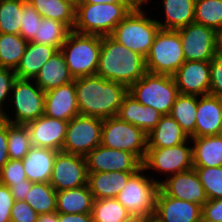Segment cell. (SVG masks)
Masks as SVG:
<instances>
[{"label": "cell", "mask_w": 222, "mask_h": 222, "mask_svg": "<svg viewBox=\"0 0 222 222\" xmlns=\"http://www.w3.org/2000/svg\"><path fill=\"white\" fill-rule=\"evenodd\" d=\"M194 23L219 30L222 27V0H195Z\"/></svg>", "instance_id": "74e56055"}, {"label": "cell", "mask_w": 222, "mask_h": 222, "mask_svg": "<svg viewBox=\"0 0 222 222\" xmlns=\"http://www.w3.org/2000/svg\"><path fill=\"white\" fill-rule=\"evenodd\" d=\"M27 180L22 160L9 159L0 172V184L9 186Z\"/></svg>", "instance_id": "b9f144b4"}, {"label": "cell", "mask_w": 222, "mask_h": 222, "mask_svg": "<svg viewBox=\"0 0 222 222\" xmlns=\"http://www.w3.org/2000/svg\"><path fill=\"white\" fill-rule=\"evenodd\" d=\"M93 202V194L88 185L56 191V212L58 213H92Z\"/></svg>", "instance_id": "f546056e"}, {"label": "cell", "mask_w": 222, "mask_h": 222, "mask_svg": "<svg viewBox=\"0 0 222 222\" xmlns=\"http://www.w3.org/2000/svg\"><path fill=\"white\" fill-rule=\"evenodd\" d=\"M32 148L26 125L7 122V149L9 159L22 160Z\"/></svg>", "instance_id": "8d00e7d4"}, {"label": "cell", "mask_w": 222, "mask_h": 222, "mask_svg": "<svg viewBox=\"0 0 222 222\" xmlns=\"http://www.w3.org/2000/svg\"><path fill=\"white\" fill-rule=\"evenodd\" d=\"M79 114L75 79L68 84L45 92L44 115L70 121Z\"/></svg>", "instance_id": "ffe728a7"}, {"label": "cell", "mask_w": 222, "mask_h": 222, "mask_svg": "<svg viewBox=\"0 0 222 222\" xmlns=\"http://www.w3.org/2000/svg\"><path fill=\"white\" fill-rule=\"evenodd\" d=\"M221 134V97L197 96L195 133L191 137Z\"/></svg>", "instance_id": "44dd1931"}, {"label": "cell", "mask_w": 222, "mask_h": 222, "mask_svg": "<svg viewBox=\"0 0 222 222\" xmlns=\"http://www.w3.org/2000/svg\"><path fill=\"white\" fill-rule=\"evenodd\" d=\"M146 72L143 56L119 44L110 36H101L96 75L129 88Z\"/></svg>", "instance_id": "7a4b0ae2"}, {"label": "cell", "mask_w": 222, "mask_h": 222, "mask_svg": "<svg viewBox=\"0 0 222 222\" xmlns=\"http://www.w3.org/2000/svg\"><path fill=\"white\" fill-rule=\"evenodd\" d=\"M27 43L20 34L0 33V67L15 70Z\"/></svg>", "instance_id": "d6a6232c"}, {"label": "cell", "mask_w": 222, "mask_h": 222, "mask_svg": "<svg viewBox=\"0 0 222 222\" xmlns=\"http://www.w3.org/2000/svg\"><path fill=\"white\" fill-rule=\"evenodd\" d=\"M37 222H58V212L40 214Z\"/></svg>", "instance_id": "f5cc1de1"}, {"label": "cell", "mask_w": 222, "mask_h": 222, "mask_svg": "<svg viewBox=\"0 0 222 222\" xmlns=\"http://www.w3.org/2000/svg\"><path fill=\"white\" fill-rule=\"evenodd\" d=\"M189 142L190 138L172 147L147 148L142 168L168 174L167 177L193 169L192 144L190 146Z\"/></svg>", "instance_id": "7c38bea8"}, {"label": "cell", "mask_w": 222, "mask_h": 222, "mask_svg": "<svg viewBox=\"0 0 222 222\" xmlns=\"http://www.w3.org/2000/svg\"><path fill=\"white\" fill-rule=\"evenodd\" d=\"M117 116L148 134L156 127L162 114L150 106L142 105L127 93L123 97Z\"/></svg>", "instance_id": "7402d4cb"}, {"label": "cell", "mask_w": 222, "mask_h": 222, "mask_svg": "<svg viewBox=\"0 0 222 222\" xmlns=\"http://www.w3.org/2000/svg\"><path fill=\"white\" fill-rule=\"evenodd\" d=\"M216 55L222 57V27L217 30Z\"/></svg>", "instance_id": "db71d44e"}, {"label": "cell", "mask_w": 222, "mask_h": 222, "mask_svg": "<svg viewBox=\"0 0 222 222\" xmlns=\"http://www.w3.org/2000/svg\"><path fill=\"white\" fill-rule=\"evenodd\" d=\"M16 74L13 69L0 67V115L5 114L6 101L9 103L10 94ZM5 102V103H4Z\"/></svg>", "instance_id": "7bdbcfd3"}, {"label": "cell", "mask_w": 222, "mask_h": 222, "mask_svg": "<svg viewBox=\"0 0 222 222\" xmlns=\"http://www.w3.org/2000/svg\"><path fill=\"white\" fill-rule=\"evenodd\" d=\"M23 0H0V33L19 34Z\"/></svg>", "instance_id": "f35d334b"}, {"label": "cell", "mask_w": 222, "mask_h": 222, "mask_svg": "<svg viewBox=\"0 0 222 222\" xmlns=\"http://www.w3.org/2000/svg\"><path fill=\"white\" fill-rule=\"evenodd\" d=\"M39 214L26 202L14 200L11 222H37Z\"/></svg>", "instance_id": "ee69618b"}, {"label": "cell", "mask_w": 222, "mask_h": 222, "mask_svg": "<svg viewBox=\"0 0 222 222\" xmlns=\"http://www.w3.org/2000/svg\"><path fill=\"white\" fill-rule=\"evenodd\" d=\"M101 36L71 31L60 48L73 78L96 75Z\"/></svg>", "instance_id": "5b68a950"}, {"label": "cell", "mask_w": 222, "mask_h": 222, "mask_svg": "<svg viewBox=\"0 0 222 222\" xmlns=\"http://www.w3.org/2000/svg\"><path fill=\"white\" fill-rule=\"evenodd\" d=\"M33 80L44 92H47L74 81V78L59 50L41 67Z\"/></svg>", "instance_id": "484cf974"}, {"label": "cell", "mask_w": 222, "mask_h": 222, "mask_svg": "<svg viewBox=\"0 0 222 222\" xmlns=\"http://www.w3.org/2000/svg\"><path fill=\"white\" fill-rule=\"evenodd\" d=\"M134 3L75 4L74 32L109 36L135 7Z\"/></svg>", "instance_id": "3957f363"}, {"label": "cell", "mask_w": 222, "mask_h": 222, "mask_svg": "<svg viewBox=\"0 0 222 222\" xmlns=\"http://www.w3.org/2000/svg\"><path fill=\"white\" fill-rule=\"evenodd\" d=\"M142 105L158 110L162 115H169L179 95L173 76L146 72L142 78L128 88Z\"/></svg>", "instance_id": "8992f818"}, {"label": "cell", "mask_w": 222, "mask_h": 222, "mask_svg": "<svg viewBox=\"0 0 222 222\" xmlns=\"http://www.w3.org/2000/svg\"><path fill=\"white\" fill-rule=\"evenodd\" d=\"M70 32L71 30L64 23L42 17L37 34L31 42L54 46L60 50Z\"/></svg>", "instance_id": "836d02e7"}, {"label": "cell", "mask_w": 222, "mask_h": 222, "mask_svg": "<svg viewBox=\"0 0 222 222\" xmlns=\"http://www.w3.org/2000/svg\"><path fill=\"white\" fill-rule=\"evenodd\" d=\"M13 195L8 186L0 184V222H11Z\"/></svg>", "instance_id": "bcb514c9"}, {"label": "cell", "mask_w": 222, "mask_h": 222, "mask_svg": "<svg viewBox=\"0 0 222 222\" xmlns=\"http://www.w3.org/2000/svg\"><path fill=\"white\" fill-rule=\"evenodd\" d=\"M33 182L28 179L19 184H10L8 187L13 195L14 200L24 201L27 193L30 191Z\"/></svg>", "instance_id": "681fc988"}, {"label": "cell", "mask_w": 222, "mask_h": 222, "mask_svg": "<svg viewBox=\"0 0 222 222\" xmlns=\"http://www.w3.org/2000/svg\"><path fill=\"white\" fill-rule=\"evenodd\" d=\"M57 152L50 148L32 146L22 159L27 179L33 183H49Z\"/></svg>", "instance_id": "603a6c76"}, {"label": "cell", "mask_w": 222, "mask_h": 222, "mask_svg": "<svg viewBox=\"0 0 222 222\" xmlns=\"http://www.w3.org/2000/svg\"><path fill=\"white\" fill-rule=\"evenodd\" d=\"M189 139L179 123L170 114L162 115L156 127L147 134L148 148H166Z\"/></svg>", "instance_id": "4316f807"}, {"label": "cell", "mask_w": 222, "mask_h": 222, "mask_svg": "<svg viewBox=\"0 0 222 222\" xmlns=\"http://www.w3.org/2000/svg\"><path fill=\"white\" fill-rule=\"evenodd\" d=\"M87 179L88 171L85 157L63 151L57 152L49 182L56 191L87 185Z\"/></svg>", "instance_id": "5bb4252c"}, {"label": "cell", "mask_w": 222, "mask_h": 222, "mask_svg": "<svg viewBox=\"0 0 222 222\" xmlns=\"http://www.w3.org/2000/svg\"><path fill=\"white\" fill-rule=\"evenodd\" d=\"M193 167L222 166V134L204 137H190Z\"/></svg>", "instance_id": "83f0119b"}, {"label": "cell", "mask_w": 222, "mask_h": 222, "mask_svg": "<svg viewBox=\"0 0 222 222\" xmlns=\"http://www.w3.org/2000/svg\"><path fill=\"white\" fill-rule=\"evenodd\" d=\"M144 6L136 5L109 36L145 58L160 27L156 19L146 17Z\"/></svg>", "instance_id": "277c9868"}, {"label": "cell", "mask_w": 222, "mask_h": 222, "mask_svg": "<svg viewBox=\"0 0 222 222\" xmlns=\"http://www.w3.org/2000/svg\"><path fill=\"white\" fill-rule=\"evenodd\" d=\"M102 122L100 118L80 114L68 121L62 151L85 157L101 144Z\"/></svg>", "instance_id": "8fae6325"}, {"label": "cell", "mask_w": 222, "mask_h": 222, "mask_svg": "<svg viewBox=\"0 0 222 222\" xmlns=\"http://www.w3.org/2000/svg\"><path fill=\"white\" fill-rule=\"evenodd\" d=\"M193 168L203 185L207 199L222 198V166Z\"/></svg>", "instance_id": "ab89813d"}, {"label": "cell", "mask_w": 222, "mask_h": 222, "mask_svg": "<svg viewBox=\"0 0 222 222\" xmlns=\"http://www.w3.org/2000/svg\"><path fill=\"white\" fill-rule=\"evenodd\" d=\"M91 214L93 222H124L132 216L116 198L94 200Z\"/></svg>", "instance_id": "d590c367"}, {"label": "cell", "mask_w": 222, "mask_h": 222, "mask_svg": "<svg viewBox=\"0 0 222 222\" xmlns=\"http://www.w3.org/2000/svg\"><path fill=\"white\" fill-rule=\"evenodd\" d=\"M201 218V205L167 196L159 189L153 222H198Z\"/></svg>", "instance_id": "ac0fdd59"}, {"label": "cell", "mask_w": 222, "mask_h": 222, "mask_svg": "<svg viewBox=\"0 0 222 222\" xmlns=\"http://www.w3.org/2000/svg\"><path fill=\"white\" fill-rule=\"evenodd\" d=\"M68 121L40 116L26 124L32 146L62 151Z\"/></svg>", "instance_id": "d6986e66"}, {"label": "cell", "mask_w": 222, "mask_h": 222, "mask_svg": "<svg viewBox=\"0 0 222 222\" xmlns=\"http://www.w3.org/2000/svg\"><path fill=\"white\" fill-rule=\"evenodd\" d=\"M184 62L185 56L179 32L159 29L145 57L146 71L172 76Z\"/></svg>", "instance_id": "ba28073f"}, {"label": "cell", "mask_w": 222, "mask_h": 222, "mask_svg": "<svg viewBox=\"0 0 222 222\" xmlns=\"http://www.w3.org/2000/svg\"><path fill=\"white\" fill-rule=\"evenodd\" d=\"M198 222H208V221H206L203 218H201Z\"/></svg>", "instance_id": "680465c9"}, {"label": "cell", "mask_w": 222, "mask_h": 222, "mask_svg": "<svg viewBox=\"0 0 222 222\" xmlns=\"http://www.w3.org/2000/svg\"><path fill=\"white\" fill-rule=\"evenodd\" d=\"M58 51L54 46L28 42L20 63L14 70L16 78L34 79L41 67Z\"/></svg>", "instance_id": "d4e9b609"}, {"label": "cell", "mask_w": 222, "mask_h": 222, "mask_svg": "<svg viewBox=\"0 0 222 222\" xmlns=\"http://www.w3.org/2000/svg\"><path fill=\"white\" fill-rule=\"evenodd\" d=\"M136 172H88L87 185L94 200L116 198Z\"/></svg>", "instance_id": "cb8c5ba5"}, {"label": "cell", "mask_w": 222, "mask_h": 222, "mask_svg": "<svg viewBox=\"0 0 222 222\" xmlns=\"http://www.w3.org/2000/svg\"><path fill=\"white\" fill-rule=\"evenodd\" d=\"M58 222H93L91 213H58Z\"/></svg>", "instance_id": "f907efd6"}, {"label": "cell", "mask_w": 222, "mask_h": 222, "mask_svg": "<svg viewBox=\"0 0 222 222\" xmlns=\"http://www.w3.org/2000/svg\"><path fill=\"white\" fill-rule=\"evenodd\" d=\"M185 61H211L216 56L217 31L196 23L177 29Z\"/></svg>", "instance_id": "4fadbf2b"}, {"label": "cell", "mask_w": 222, "mask_h": 222, "mask_svg": "<svg viewBox=\"0 0 222 222\" xmlns=\"http://www.w3.org/2000/svg\"><path fill=\"white\" fill-rule=\"evenodd\" d=\"M22 20L20 26V35L27 41L31 42L37 34L38 24L42 16L34 9L30 2L23 0Z\"/></svg>", "instance_id": "60d3db41"}, {"label": "cell", "mask_w": 222, "mask_h": 222, "mask_svg": "<svg viewBox=\"0 0 222 222\" xmlns=\"http://www.w3.org/2000/svg\"><path fill=\"white\" fill-rule=\"evenodd\" d=\"M209 94L222 97V57L217 55L210 61Z\"/></svg>", "instance_id": "f6af8a7d"}, {"label": "cell", "mask_w": 222, "mask_h": 222, "mask_svg": "<svg viewBox=\"0 0 222 222\" xmlns=\"http://www.w3.org/2000/svg\"><path fill=\"white\" fill-rule=\"evenodd\" d=\"M151 221H152L151 219L141 216H130L124 222H151Z\"/></svg>", "instance_id": "11a10c76"}, {"label": "cell", "mask_w": 222, "mask_h": 222, "mask_svg": "<svg viewBox=\"0 0 222 222\" xmlns=\"http://www.w3.org/2000/svg\"><path fill=\"white\" fill-rule=\"evenodd\" d=\"M9 161L7 149V121H0V172L3 166Z\"/></svg>", "instance_id": "c3c4849f"}, {"label": "cell", "mask_w": 222, "mask_h": 222, "mask_svg": "<svg viewBox=\"0 0 222 222\" xmlns=\"http://www.w3.org/2000/svg\"><path fill=\"white\" fill-rule=\"evenodd\" d=\"M134 3L132 0H77L76 4Z\"/></svg>", "instance_id": "816d5d0a"}, {"label": "cell", "mask_w": 222, "mask_h": 222, "mask_svg": "<svg viewBox=\"0 0 222 222\" xmlns=\"http://www.w3.org/2000/svg\"><path fill=\"white\" fill-rule=\"evenodd\" d=\"M101 145L128 151L143 162L148 148L147 134L118 116L103 119Z\"/></svg>", "instance_id": "30bf717a"}, {"label": "cell", "mask_w": 222, "mask_h": 222, "mask_svg": "<svg viewBox=\"0 0 222 222\" xmlns=\"http://www.w3.org/2000/svg\"><path fill=\"white\" fill-rule=\"evenodd\" d=\"M202 218L208 222H222V198L207 200L202 206Z\"/></svg>", "instance_id": "7dc6e473"}, {"label": "cell", "mask_w": 222, "mask_h": 222, "mask_svg": "<svg viewBox=\"0 0 222 222\" xmlns=\"http://www.w3.org/2000/svg\"><path fill=\"white\" fill-rule=\"evenodd\" d=\"M47 19L64 23L71 31L75 25V3L71 0H27Z\"/></svg>", "instance_id": "4dcf8cb0"}, {"label": "cell", "mask_w": 222, "mask_h": 222, "mask_svg": "<svg viewBox=\"0 0 222 222\" xmlns=\"http://www.w3.org/2000/svg\"><path fill=\"white\" fill-rule=\"evenodd\" d=\"M76 98L80 115L107 119L117 116L128 88L98 75L75 78Z\"/></svg>", "instance_id": "6da1fadb"}, {"label": "cell", "mask_w": 222, "mask_h": 222, "mask_svg": "<svg viewBox=\"0 0 222 222\" xmlns=\"http://www.w3.org/2000/svg\"><path fill=\"white\" fill-rule=\"evenodd\" d=\"M165 19L159 21L160 29L177 30L194 23L195 0H162Z\"/></svg>", "instance_id": "f1b7e54d"}, {"label": "cell", "mask_w": 222, "mask_h": 222, "mask_svg": "<svg viewBox=\"0 0 222 222\" xmlns=\"http://www.w3.org/2000/svg\"><path fill=\"white\" fill-rule=\"evenodd\" d=\"M24 201L39 215L56 212V190L50 183H33Z\"/></svg>", "instance_id": "e575fe53"}, {"label": "cell", "mask_w": 222, "mask_h": 222, "mask_svg": "<svg viewBox=\"0 0 222 222\" xmlns=\"http://www.w3.org/2000/svg\"><path fill=\"white\" fill-rule=\"evenodd\" d=\"M166 178L161 179L160 189L167 196L201 206L208 200L194 168Z\"/></svg>", "instance_id": "e0dca14e"}, {"label": "cell", "mask_w": 222, "mask_h": 222, "mask_svg": "<svg viewBox=\"0 0 222 222\" xmlns=\"http://www.w3.org/2000/svg\"><path fill=\"white\" fill-rule=\"evenodd\" d=\"M9 103L14 107L12 109L15 115L12 119L7 110L2 119L12 124L26 125L44 115L45 92L33 79L16 78L12 85Z\"/></svg>", "instance_id": "9c48e42d"}, {"label": "cell", "mask_w": 222, "mask_h": 222, "mask_svg": "<svg viewBox=\"0 0 222 222\" xmlns=\"http://www.w3.org/2000/svg\"><path fill=\"white\" fill-rule=\"evenodd\" d=\"M88 172H137L142 162L132 153L103 145L97 146L86 156Z\"/></svg>", "instance_id": "9a60e30c"}, {"label": "cell", "mask_w": 222, "mask_h": 222, "mask_svg": "<svg viewBox=\"0 0 222 222\" xmlns=\"http://www.w3.org/2000/svg\"><path fill=\"white\" fill-rule=\"evenodd\" d=\"M144 172L145 170L141 168L134 173L116 199L132 216H141L152 220L160 181L149 174L144 175Z\"/></svg>", "instance_id": "52a82bcc"}, {"label": "cell", "mask_w": 222, "mask_h": 222, "mask_svg": "<svg viewBox=\"0 0 222 222\" xmlns=\"http://www.w3.org/2000/svg\"><path fill=\"white\" fill-rule=\"evenodd\" d=\"M132 1L134 2L135 5L143 6V3H145L146 5L151 0H132Z\"/></svg>", "instance_id": "9f6ffc18"}, {"label": "cell", "mask_w": 222, "mask_h": 222, "mask_svg": "<svg viewBox=\"0 0 222 222\" xmlns=\"http://www.w3.org/2000/svg\"><path fill=\"white\" fill-rule=\"evenodd\" d=\"M172 76L179 94H209L210 61H185Z\"/></svg>", "instance_id": "2e32d148"}, {"label": "cell", "mask_w": 222, "mask_h": 222, "mask_svg": "<svg viewBox=\"0 0 222 222\" xmlns=\"http://www.w3.org/2000/svg\"><path fill=\"white\" fill-rule=\"evenodd\" d=\"M221 134H222V97H221Z\"/></svg>", "instance_id": "6f0895ef"}, {"label": "cell", "mask_w": 222, "mask_h": 222, "mask_svg": "<svg viewBox=\"0 0 222 222\" xmlns=\"http://www.w3.org/2000/svg\"><path fill=\"white\" fill-rule=\"evenodd\" d=\"M196 111L197 96L179 94L170 112L189 138L195 133Z\"/></svg>", "instance_id": "1f68e13d"}]
</instances>
